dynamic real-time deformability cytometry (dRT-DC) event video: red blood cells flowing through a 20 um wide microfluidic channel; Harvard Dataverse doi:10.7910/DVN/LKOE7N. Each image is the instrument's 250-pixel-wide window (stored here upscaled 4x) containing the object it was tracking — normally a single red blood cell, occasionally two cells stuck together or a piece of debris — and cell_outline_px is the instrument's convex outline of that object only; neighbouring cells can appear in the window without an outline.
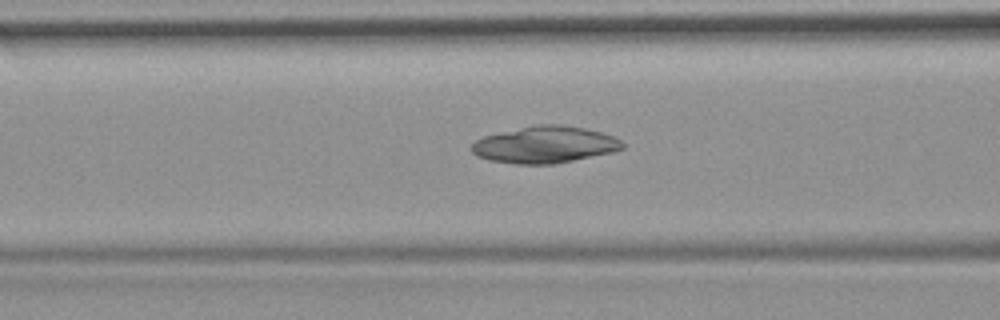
{"species": "common noctule bat (a hibernating species)", "species_latin": "Nyctalus noctula", "temperature_condition": "room temperature", "stored_images_in_passage": 42, "camera_frame_rate_fps": 3000, "um_per_image_px": 0.085, "animal": {"sex": "female", "body_mass_g": 19.9}, "frame": {"image": 1, "passage_image": 20, "time_ms": 6.333, "image_size_px": [1000, 320], "cell_outline_px": [[624, 148], [612, 152], [556, 164], [516, 164], [488, 160], [476, 156], [472, 152], [472, 144], [476, 140], [484, 136], [500, 132], [536, 124], [560, 124], [584, 128], [600, 132], [612, 136], [620, 140], [624, 144]], "centroid_in_image_um": [46.3, 12.3], "position_along_channel_um": 120.3, "area_um2": 32.31}}
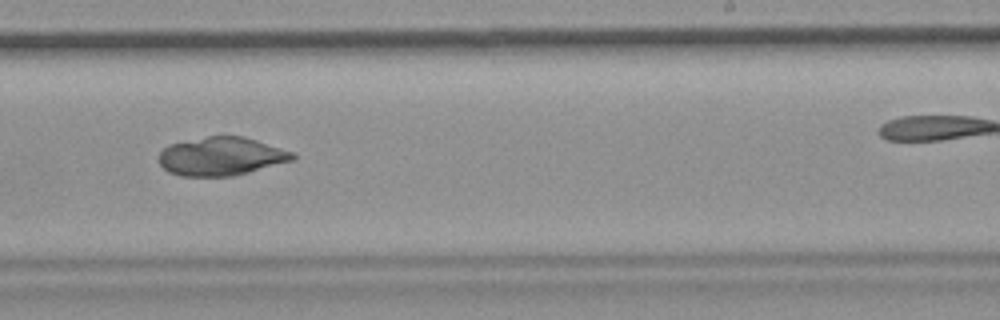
{"frame": {"image": 2, "passage_image": 32, "time_ms": 10.333, "image_size_px": [1000, 320], "cell_outline_px": [[296, 160], [232, 176], [180, 176], [168, 172], [160, 164], [160, 152], [168, 144], [208, 136], [244, 136], [292, 152], [296, 156]], "centroid_in_image_um": [18.8, 13.29], "position_along_channel_um": 270.2, "area_um2": 29.82}}
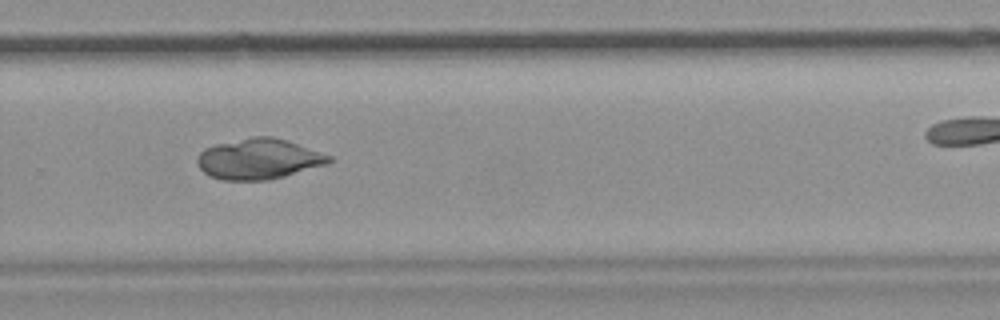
{"frame": {"image": 3, "passage_image": 35, "time_ms": 11.333, "image_size_px": [1000, 320], "cell_outline_px": [[332, 160], [328, 164], [284, 176], [268, 180], [220, 180], [208, 176], [196, 164], [196, 160], [200, 152], [204, 148], [216, 144], [252, 136], [272, 136], [332, 156]], "centroid_in_image_um": [21.94, 13.52], "position_along_channel_um": 307.9, "area_um2": 31.04}}